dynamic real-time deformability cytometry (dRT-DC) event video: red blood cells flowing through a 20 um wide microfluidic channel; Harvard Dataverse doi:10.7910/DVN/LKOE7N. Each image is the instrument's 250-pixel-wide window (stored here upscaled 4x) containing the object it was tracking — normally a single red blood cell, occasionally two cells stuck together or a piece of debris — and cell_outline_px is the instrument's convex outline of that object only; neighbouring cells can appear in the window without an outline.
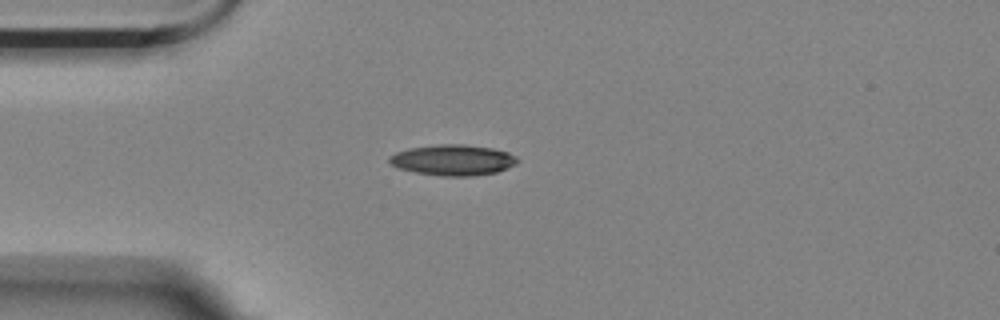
{"species": "Egyptian fruit bat (a non-hibernating species)", "species_latin": "Rousettus aegyptiacus", "temperature_condition": "room temperature", "stored_images_in_passage": 43, "camera_frame_rate_fps": 3000, "um_per_image_px": 0.085, "animal": {"sex": "female"}, "frame": {"image": 1, "passage_image": 1, "time_ms": 0.0, "image_size_px": [1000, 320], "cell_outline_px": [[520, 160], [516, 164], [496, 172], [472, 176], [440, 176], [416, 172], [396, 168], [388, 164], [388, 156], [396, 152], [412, 148], [440, 144], [464, 144], [492, 148], [508, 152], [516, 156]], "centroid_in_image_um": [38.48, 13.6], "position_along_channel_um": 46.5, "area_um2": 23.06}}
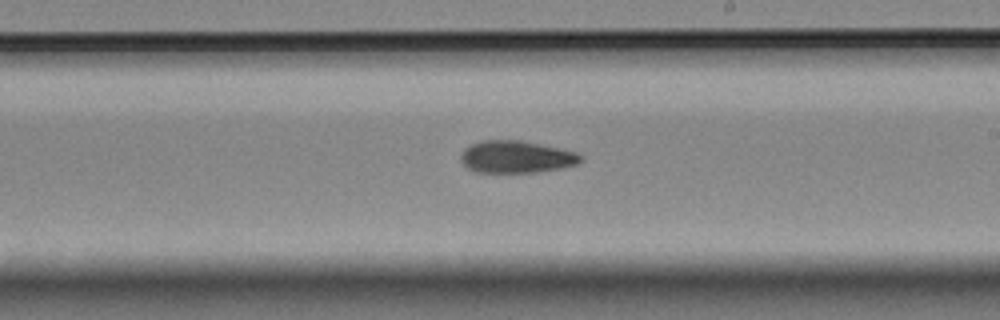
{"frame": {"image": 2, "passage_image": 19, "time_ms": 6.0, "image_size_px": [1000, 320], "cell_outline_px": [[584, 160], [576, 164], [560, 168], [536, 172], [476, 172], [468, 168], [460, 160], [460, 156], [464, 148], [480, 140], [520, 140], [576, 152], [584, 156]], "centroid_in_image_um": [43.87, 13.33], "position_along_channel_um": 245.1, "area_um2": 22.43}}
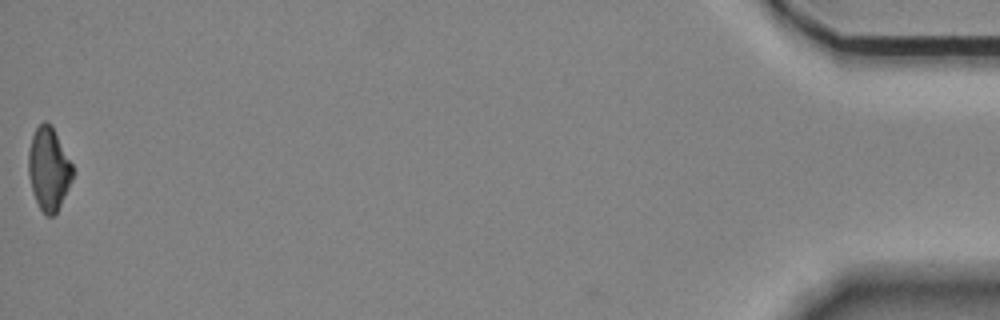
{"frame": {"image": 3, "passage_image": 43, "time_ms": 14.0, "image_size_px": [1000, 320], "cell_outline_px": [[72, 180], [56, 212], [52, 216], [48, 216], [40, 208], [32, 192], [28, 176], [28, 152], [32, 136], [36, 128], [44, 120], [52, 124], [72, 164]], "centroid_in_image_um": [4.12, 14.31], "position_along_channel_um": 431.1, "area_um2": 21.21}}